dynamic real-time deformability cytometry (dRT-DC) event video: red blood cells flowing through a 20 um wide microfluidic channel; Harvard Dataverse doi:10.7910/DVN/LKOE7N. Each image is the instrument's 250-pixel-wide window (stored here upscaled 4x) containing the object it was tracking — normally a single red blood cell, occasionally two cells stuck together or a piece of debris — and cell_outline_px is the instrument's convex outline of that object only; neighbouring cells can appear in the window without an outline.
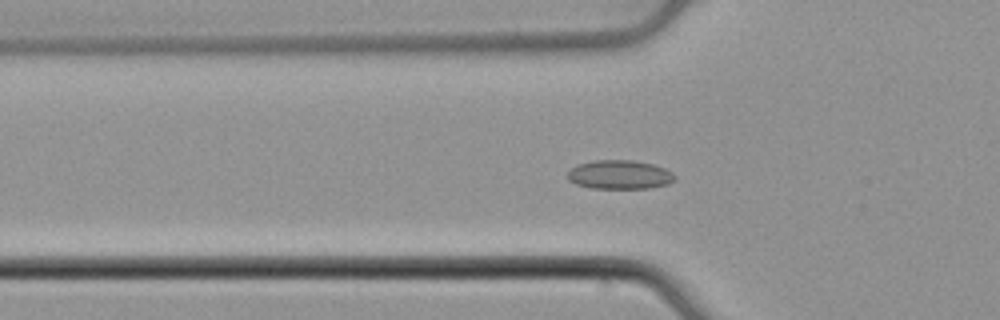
{"species": "common noctule bat (a hibernating species)", "species_latin": "Nyctalus noctula", "temperature_condition": "cold", "stored_images_in_passage": 48, "camera_frame_rate_fps": 3000, "um_per_image_px": 0.085, "animal": {"sex": "male", "body_mass_g": 21.5, "forearm_length_mm": 52.0}, "frame": {"image": 1, "passage_image": 12, "time_ms": 3.667, "image_size_px": [1000, 320], "cell_outline_px": [[676, 180], [668, 184], [648, 188], [592, 188], [576, 184], [568, 180], [568, 172], [576, 164], [596, 160], [632, 160], [652, 164], [664, 168], [672, 172], [676, 176]], "centroid_in_image_um": [52.68, 14.84], "position_along_channel_um": 73.1, "area_um2": 18.09}}
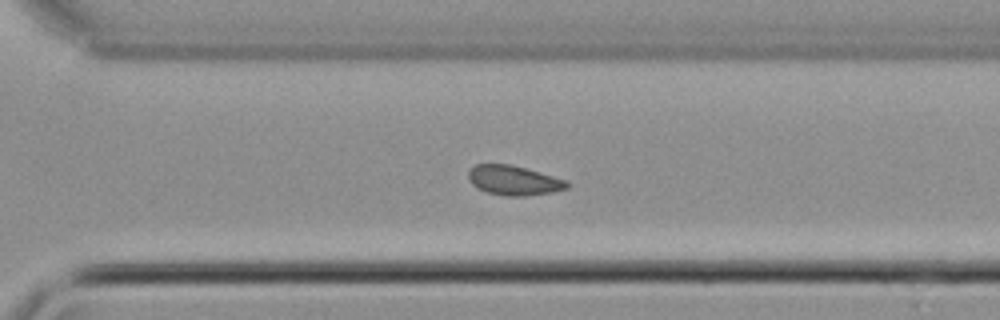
{"frame": {"image": 2, "passage_image": 32, "time_ms": 10.333, "image_size_px": [1000, 320], "cell_outline_px": [[572, 184], [568, 188], [552, 192], [524, 196], [508, 196], [488, 192], [476, 188], [468, 180], [468, 172], [476, 164], [512, 164], [568, 180]], "centroid_in_image_um": [43.7, 15.33], "position_along_channel_um": 326.9, "area_um2": 17.17}}
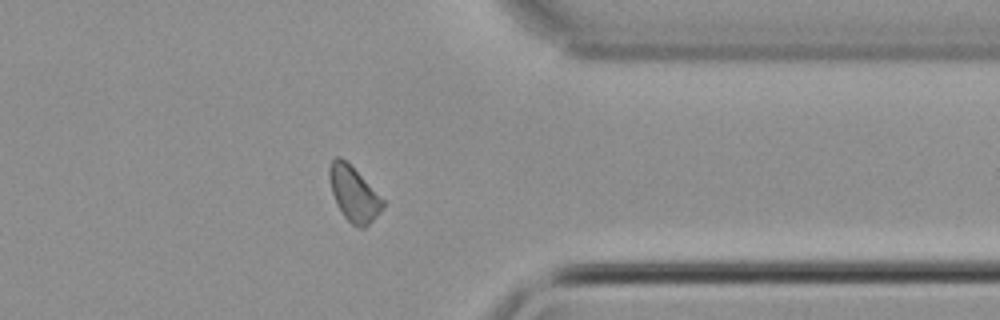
{"frame": {"image": 3, "passage_image": 37, "time_ms": 12.0, "image_size_px": [1000, 320], "cell_outline_px": [[384, 204], [380, 212], [364, 228], [360, 228], [352, 224], [344, 216], [332, 192], [328, 176], [328, 168], [332, 160], [336, 156], [340, 156], [384, 200]], "centroid_in_image_um": [30.05, 16.48], "position_along_channel_um": 381.4, "area_um2": 16.42}, "authors_computed_cell_mechanics": {"area_um2": 17.1666, "velocity_mm_per_s": 3.8184, "shape_relaxation_time_tau1_ms": null, "shape_relaxation_time_tau2_ms": 4.3933, "deformation_change_tau1": null, "deformation_change_tau2": 0.0718}}